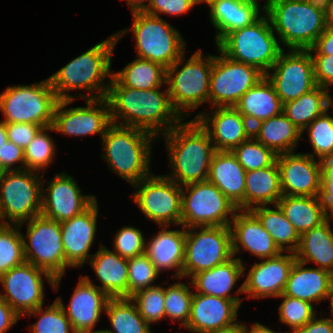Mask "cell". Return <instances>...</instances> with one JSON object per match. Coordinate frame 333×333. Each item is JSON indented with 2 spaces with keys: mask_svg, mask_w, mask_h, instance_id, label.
<instances>
[{
  "mask_svg": "<svg viewBox=\"0 0 333 333\" xmlns=\"http://www.w3.org/2000/svg\"><path fill=\"white\" fill-rule=\"evenodd\" d=\"M162 88L132 89L122 86L112 76L106 96L111 122L144 130L160 141V135H165L184 120L174 109L167 86Z\"/></svg>",
  "mask_w": 333,
  "mask_h": 333,
  "instance_id": "cell-1",
  "label": "cell"
},
{
  "mask_svg": "<svg viewBox=\"0 0 333 333\" xmlns=\"http://www.w3.org/2000/svg\"><path fill=\"white\" fill-rule=\"evenodd\" d=\"M117 43L114 33L50 75L48 79L57 99L106 98L113 72L112 55ZM70 90H85L88 93L71 94Z\"/></svg>",
  "mask_w": 333,
  "mask_h": 333,
  "instance_id": "cell-2",
  "label": "cell"
},
{
  "mask_svg": "<svg viewBox=\"0 0 333 333\" xmlns=\"http://www.w3.org/2000/svg\"><path fill=\"white\" fill-rule=\"evenodd\" d=\"M170 174H164L180 186L208 179L216 152L208 133L195 120L182 121L163 135Z\"/></svg>",
  "mask_w": 333,
  "mask_h": 333,
  "instance_id": "cell-3",
  "label": "cell"
},
{
  "mask_svg": "<svg viewBox=\"0 0 333 333\" xmlns=\"http://www.w3.org/2000/svg\"><path fill=\"white\" fill-rule=\"evenodd\" d=\"M102 159L130 185L149 177L152 144L158 139L141 129L111 124L101 138Z\"/></svg>",
  "mask_w": 333,
  "mask_h": 333,
  "instance_id": "cell-4",
  "label": "cell"
},
{
  "mask_svg": "<svg viewBox=\"0 0 333 333\" xmlns=\"http://www.w3.org/2000/svg\"><path fill=\"white\" fill-rule=\"evenodd\" d=\"M266 14L282 48L308 50L327 28L325 14L306 0L269 1Z\"/></svg>",
  "mask_w": 333,
  "mask_h": 333,
  "instance_id": "cell-5",
  "label": "cell"
},
{
  "mask_svg": "<svg viewBox=\"0 0 333 333\" xmlns=\"http://www.w3.org/2000/svg\"><path fill=\"white\" fill-rule=\"evenodd\" d=\"M212 64L213 54L205 56L200 48L188 60L184 53L166 69V85L171 103L183 119L191 116L192 110L209 103Z\"/></svg>",
  "mask_w": 333,
  "mask_h": 333,
  "instance_id": "cell-6",
  "label": "cell"
},
{
  "mask_svg": "<svg viewBox=\"0 0 333 333\" xmlns=\"http://www.w3.org/2000/svg\"><path fill=\"white\" fill-rule=\"evenodd\" d=\"M131 14L133 17L131 28L121 29L115 35L119 41L129 31L132 32L136 57L158 63L167 69L186 52L187 42L179 31L161 16L146 12Z\"/></svg>",
  "mask_w": 333,
  "mask_h": 333,
  "instance_id": "cell-7",
  "label": "cell"
},
{
  "mask_svg": "<svg viewBox=\"0 0 333 333\" xmlns=\"http://www.w3.org/2000/svg\"><path fill=\"white\" fill-rule=\"evenodd\" d=\"M266 13L255 22L229 32L216 46L230 59L252 65L264 75L284 50Z\"/></svg>",
  "mask_w": 333,
  "mask_h": 333,
  "instance_id": "cell-8",
  "label": "cell"
},
{
  "mask_svg": "<svg viewBox=\"0 0 333 333\" xmlns=\"http://www.w3.org/2000/svg\"><path fill=\"white\" fill-rule=\"evenodd\" d=\"M57 101L48 78L30 85L8 86L0 94L2 121L31 123L43 128L52 126Z\"/></svg>",
  "mask_w": 333,
  "mask_h": 333,
  "instance_id": "cell-9",
  "label": "cell"
},
{
  "mask_svg": "<svg viewBox=\"0 0 333 333\" xmlns=\"http://www.w3.org/2000/svg\"><path fill=\"white\" fill-rule=\"evenodd\" d=\"M25 224L26 236L22 233L25 261L49 272L55 278L53 290L56 292L66 273L60 222L40 214Z\"/></svg>",
  "mask_w": 333,
  "mask_h": 333,
  "instance_id": "cell-10",
  "label": "cell"
},
{
  "mask_svg": "<svg viewBox=\"0 0 333 333\" xmlns=\"http://www.w3.org/2000/svg\"><path fill=\"white\" fill-rule=\"evenodd\" d=\"M31 170L5 171L0 178V206L5 224L22 225L41 214L42 179Z\"/></svg>",
  "mask_w": 333,
  "mask_h": 333,
  "instance_id": "cell-11",
  "label": "cell"
},
{
  "mask_svg": "<svg viewBox=\"0 0 333 333\" xmlns=\"http://www.w3.org/2000/svg\"><path fill=\"white\" fill-rule=\"evenodd\" d=\"M181 206V225L185 228L230 226L238 211L235 204L208 180L182 186Z\"/></svg>",
  "mask_w": 333,
  "mask_h": 333,
  "instance_id": "cell-12",
  "label": "cell"
},
{
  "mask_svg": "<svg viewBox=\"0 0 333 333\" xmlns=\"http://www.w3.org/2000/svg\"><path fill=\"white\" fill-rule=\"evenodd\" d=\"M232 257L230 226L186 228L182 278H191L199 272L227 262Z\"/></svg>",
  "mask_w": 333,
  "mask_h": 333,
  "instance_id": "cell-13",
  "label": "cell"
},
{
  "mask_svg": "<svg viewBox=\"0 0 333 333\" xmlns=\"http://www.w3.org/2000/svg\"><path fill=\"white\" fill-rule=\"evenodd\" d=\"M132 187V201L147 219L158 226L181 225L182 186L165 175L152 173Z\"/></svg>",
  "mask_w": 333,
  "mask_h": 333,
  "instance_id": "cell-14",
  "label": "cell"
},
{
  "mask_svg": "<svg viewBox=\"0 0 333 333\" xmlns=\"http://www.w3.org/2000/svg\"><path fill=\"white\" fill-rule=\"evenodd\" d=\"M213 55L209 83V103L213 107L235 106L244 93L265 75L256 67L234 61L218 48Z\"/></svg>",
  "mask_w": 333,
  "mask_h": 333,
  "instance_id": "cell-15",
  "label": "cell"
},
{
  "mask_svg": "<svg viewBox=\"0 0 333 333\" xmlns=\"http://www.w3.org/2000/svg\"><path fill=\"white\" fill-rule=\"evenodd\" d=\"M44 280L53 288L55 278L49 272L25 261L0 276V297L23 317L44 306Z\"/></svg>",
  "mask_w": 333,
  "mask_h": 333,
  "instance_id": "cell-16",
  "label": "cell"
},
{
  "mask_svg": "<svg viewBox=\"0 0 333 333\" xmlns=\"http://www.w3.org/2000/svg\"><path fill=\"white\" fill-rule=\"evenodd\" d=\"M287 50L280 53L272 68L265 74L282 104L299 98L317 86L310 51Z\"/></svg>",
  "mask_w": 333,
  "mask_h": 333,
  "instance_id": "cell-17",
  "label": "cell"
},
{
  "mask_svg": "<svg viewBox=\"0 0 333 333\" xmlns=\"http://www.w3.org/2000/svg\"><path fill=\"white\" fill-rule=\"evenodd\" d=\"M85 107L66 108L75 100H58L54 108L52 127L54 132L66 136L84 137L105 134L112 124L109 103L106 98L86 99Z\"/></svg>",
  "mask_w": 333,
  "mask_h": 333,
  "instance_id": "cell-18",
  "label": "cell"
},
{
  "mask_svg": "<svg viewBox=\"0 0 333 333\" xmlns=\"http://www.w3.org/2000/svg\"><path fill=\"white\" fill-rule=\"evenodd\" d=\"M96 199V195L83 194L78 182L66 171L54 174L47 183L42 179L41 215L57 222L81 214Z\"/></svg>",
  "mask_w": 333,
  "mask_h": 333,
  "instance_id": "cell-19",
  "label": "cell"
},
{
  "mask_svg": "<svg viewBox=\"0 0 333 333\" xmlns=\"http://www.w3.org/2000/svg\"><path fill=\"white\" fill-rule=\"evenodd\" d=\"M193 119L208 133L216 151H232L252 136V127L234 106L213 107Z\"/></svg>",
  "mask_w": 333,
  "mask_h": 333,
  "instance_id": "cell-20",
  "label": "cell"
},
{
  "mask_svg": "<svg viewBox=\"0 0 333 333\" xmlns=\"http://www.w3.org/2000/svg\"><path fill=\"white\" fill-rule=\"evenodd\" d=\"M295 260V253L281 252L277 256L254 263L248 272H246L247 267L244 264L243 276L246 277L243 282V290L247 294L245 298L262 299L280 296Z\"/></svg>",
  "mask_w": 333,
  "mask_h": 333,
  "instance_id": "cell-21",
  "label": "cell"
},
{
  "mask_svg": "<svg viewBox=\"0 0 333 333\" xmlns=\"http://www.w3.org/2000/svg\"><path fill=\"white\" fill-rule=\"evenodd\" d=\"M283 195L316 196L321 186V163L307 153L277 155Z\"/></svg>",
  "mask_w": 333,
  "mask_h": 333,
  "instance_id": "cell-22",
  "label": "cell"
},
{
  "mask_svg": "<svg viewBox=\"0 0 333 333\" xmlns=\"http://www.w3.org/2000/svg\"><path fill=\"white\" fill-rule=\"evenodd\" d=\"M98 203L96 199L81 214L60 222L66 269L80 268L93 256L89 251L97 231Z\"/></svg>",
  "mask_w": 333,
  "mask_h": 333,
  "instance_id": "cell-23",
  "label": "cell"
},
{
  "mask_svg": "<svg viewBox=\"0 0 333 333\" xmlns=\"http://www.w3.org/2000/svg\"><path fill=\"white\" fill-rule=\"evenodd\" d=\"M110 297L99 289L90 277L81 275L71 295L70 302L65 306L61 297L56 300L71 322L74 332L95 329Z\"/></svg>",
  "mask_w": 333,
  "mask_h": 333,
  "instance_id": "cell-24",
  "label": "cell"
},
{
  "mask_svg": "<svg viewBox=\"0 0 333 333\" xmlns=\"http://www.w3.org/2000/svg\"><path fill=\"white\" fill-rule=\"evenodd\" d=\"M240 306L233 300L194 292L190 317L184 327L194 333H208L238 325Z\"/></svg>",
  "mask_w": 333,
  "mask_h": 333,
  "instance_id": "cell-25",
  "label": "cell"
},
{
  "mask_svg": "<svg viewBox=\"0 0 333 333\" xmlns=\"http://www.w3.org/2000/svg\"><path fill=\"white\" fill-rule=\"evenodd\" d=\"M230 229L233 256L246 251L258 259H268L282 252L250 210H238L230 223Z\"/></svg>",
  "mask_w": 333,
  "mask_h": 333,
  "instance_id": "cell-26",
  "label": "cell"
},
{
  "mask_svg": "<svg viewBox=\"0 0 333 333\" xmlns=\"http://www.w3.org/2000/svg\"><path fill=\"white\" fill-rule=\"evenodd\" d=\"M243 273L242 258L236 256L221 265L193 275L188 282L196 293L233 300L241 307L242 299L239 295L244 294L243 283L235 291V295L232 296L231 291L237 281L243 277Z\"/></svg>",
  "mask_w": 333,
  "mask_h": 333,
  "instance_id": "cell-27",
  "label": "cell"
},
{
  "mask_svg": "<svg viewBox=\"0 0 333 333\" xmlns=\"http://www.w3.org/2000/svg\"><path fill=\"white\" fill-rule=\"evenodd\" d=\"M306 264L295 260L283 295L307 301L314 306L333 296V274L321 268L305 267Z\"/></svg>",
  "mask_w": 333,
  "mask_h": 333,
  "instance_id": "cell-28",
  "label": "cell"
},
{
  "mask_svg": "<svg viewBox=\"0 0 333 333\" xmlns=\"http://www.w3.org/2000/svg\"><path fill=\"white\" fill-rule=\"evenodd\" d=\"M158 227L161 230L146 240L145 253L160 274L174 269L172 277L179 281L182 279L186 228L182 225L179 226L181 230L169 229V225Z\"/></svg>",
  "mask_w": 333,
  "mask_h": 333,
  "instance_id": "cell-29",
  "label": "cell"
},
{
  "mask_svg": "<svg viewBox=\"0 0 333 333\" xmlns=\"http://www.w3.org/2000/svg\"><path fill=\"white\" fill-rule=\"evenodd\" d=\"M101 285H96L110 298H128V259L111 251L101 241L96 253L87 262Z\"/></svg>",
  "mask_w": 333,
  "mask_h": 333,
  "instance_id": "cell-30",
  "label": "cell"
},
{
  "mask_svg": "<svg viewBox=\"0 0 333 333\" xmlns=\"http://www.w3.org/2000/svg\"><path fill=\"white\" fill-rule=\"evenodd\" d=\"M245 175L246 170L232 151H216L207 180L216 185L238 210H244Z\"/></svg>",
  "mask_w": 333,
  "mask_h": 333,
  "instance_id": "cell-31",
  "label": "cell"
},
{
  "mask_svg": "<svg viewBox=\"0 0 333 333\" xmlns=\"http://www.w3.org/2000/svg\"><path fill=\"white\" fill-rule=\"evenodd\" d=\"M234 107L253 127L260 121L280 114L283 104L272 83L264 76L244 93Z\"/></svg>",
  "mask_w": 333,
  "mask_h": 333,
  "instance_id": "cell-32",
  "label": "cell"
},
{
  "mask_svg": "<svg viewBox=\"0 0 333 333\" xmlns=\"http://www.w3.org/2000/svg\"><path fill=\"white\" fill-rule=\"evenodd\" d=\"M328 217L320 225L300 235L299 247L295 252L296 260L308 265L316 264L317 268L333 274V230Z\"/></svg>",
  "mask_w": 333,
  "mask_h": 333,
  "instance_id": "cell-33",
  "label": "cell"
},
{
  "mask_svg": "<svg viewBox=\"0 0 333 333\" xmlns=\"http://www.w3.org/2000/svg\"><path fill=\"white\" fill-rule=\"evenodd\" d=\"M252 136L275 154L294 152L302 140V131L283 113L258 122Z\"/></svg>",
  "mask_w": 333,
  "mask_h": 333,
  "instance_id": "cell-34",
  "label": "cell"
},
{
  "mask_svg": "<svg viewBox=\"0 0 333 333\" xmlns=\"http://www.w3.org/2000/svg\"><path fill=\"white\" fill-rule=\"evenodd\" d=\"M263 14L252 4L238 0H216L209 6L210 22L216 29V45L231 31L255 22Z\"/></svg>",
  "mask_w": 333,
  "mask_h": 333,
  "instance_id": "cell-35",
  "label": "cell"
},
{
  "mask_svg": "<svg viewBox=\"0 0 333 333\" xmlns=\"http://www.w3.org/2000/svg\"><path fill=\"white\" fill-rule=\"evenodd\" d=\"M282 195L276 162L272 166L246 172L244 210L260 205H275Z\"/></svg>",
  "mask_w": 333,
  "mask_h": 333,
  "instance_id": "cell-36",
  "label": "cell"
},
{
  "mask_svg": "<svg viewBox=\"0 0 333 333\" xmlns=\"http://www.w3.org/2000/svg\"><path fill=\"white\" fill-rule=\"evenodd\" d=\"M332 106L333 98L329 90L317 85L299 98L284 103L282 112L303 131Z\"/></svg>",
  "mask_w": 333,
  "mask_h": 333,
  "instance_id": "cell-37",
  "label": "cell"
},
{
  "mask_svg": "<svg viewBox=\"0 0 333 333\" xmlns=\"http://www.w3.org/2000/svg\"><path fill=\"white\" fill-rule=\"evenodd\" d=\"M250 211L258 218L282 252H296L300 243V234L277 204L256 206Z\"/></svg>",
  "mask_w": 333,
  "mask_h": 333,
  "instance_id": "cell-38",
  "label": "cell"
},
{
  "mask_svg": "<svg viewBox=\"0 0 333 333\" xmlns=\"http://www.w3.org/2000/svg\"><path fill=\"white\" fill-rule=\"evenodd\" d=\"M277 205L300 235L328 218L320 208L316 196L282 195Z\"/></svg>",
  "mask_w": 333,
  "mask_h": 333,
  "instance_id": "cell-39",
  "label": "cell"
},
{
  "mask_svg": "<svg viewBox=\"0 0 333 333\" xmlns=\"http://www.w3.org/2000/svg\"><path fill=\"white\" fill-rule=\"evenodd\" d=\"M112 76L125 87L151 90L166 85V68L147 59L136 57Z\"/></svg>",
  "mask_w": 333,
  "mask_h": 333,
  "instance_id": "cell-40",
  "label": "cell"
},
{
  "mask_svg": "<svg viewBox=\"0 0 333 333\" xmlns=\"http://www.w3.org/2000/svg\"><path fill=\"white\" fill-rule=\"evenodd\" d=\"M110 333H154L130 298H110L105 306Z\"/></svg>",
  "mask_w": 333,
  "mask_h": 333,
  "instance_id": "cell-41",
  "label": "cell"
},
{
  "mask_svg": "<svg viewBox=\"0 0 333 333\" xmlns=\"http://www.w3.org/2000/svg\"><path fill=\"white\" fill-rule=\"evenodd\" d=\"M48 131H54V128L52 126L42 128L23 149L25 170L44 173L54 162L57 148L54 138L47 133Z\"/></svg>",
  "mask_w": 333,
  "mask_h": 333,
  "instance_id": "cell-42",
  "label": "cell"
},
{
  "mask_svg": "<svg viewBox=\"0 0 333 333\" xmlns=\"http://www.w3.org/2000/svg\"><path fill=\"white\" fill-rule=\"evenodd\" d=\"M22 225L0 226V276L25 262Z\"/></svg>",
  "mask_w": 333,
  "mask_h": 333,
  "instance_id": "cell-43",
  "label": "cell"
},
{
  "mask_svg": "<svg viewBox=\"0 0 333 333\" xmlns=\"http://www.w3.org/2000/svg\"><path fill=\"white\" fill-rule=\"evenodd\" d=\"M49 307L39 308L25 314L29 317H37V322L29 325L28 330L31 333H75L70 320L65 315L59 302L55 299Z\"/></svg>",
  "mask_w": 333,
  "mask_h": 333,
  "instance_id": "cell-44",
  "label": "cell"
},
{
  "mask_svg": "<svg viewBox=\"0 0 333 333\" xmlns=\"http://www.w3.org/2000/svg\"><path fill=\"white\" fill-rule=\"evenodd\" d=\"M192 285L175 282L165 287V319L180 322L179 326L185 327L190 317L191 301L194 291Z\"/></svg>",
  "mask_w": 333,
  "mask_h": 333,
  "instance_id": "cell-45",
  "label": "cell"
},
{
  "mask_svg": "<svg viewBox=\"0 0 333 333\" xmlns=\"http://www.w3.org/2000/svg\"><path fill=\"white\" fill-rule=\"evenodd\" d=\"M305 131L313 148V151L307 154L318 160L333 155V116L329 114V109L310 123L302 131V135Z\"/></svg>",
  "mask_w": 333,
  "mask_h": 333,
  "instance_id": "cell-46",
  "label": "cell"
},
{
  "mask_svg": "<svg viewBox=\"0 0 333 333\" xmlns=\"http://www.w3.org/2000/svg\"><path fill=\"white\" fill-rule=\"evenodd\" d=\"M139 290L130 299L136 304L139 314L151 327V324L159 323L165 319V284Z\"/></svg>",
  "mask_w": 333,
  "mask_h": 333,
  "instance_id": "cell-47",
  "label": "cell"
},
{
  "mask_svg": "<svg viewBox=\"0 0 333 333\" xmlns=\"http://www.w3.org/2000/svg\"><path fill=\"white\" fill-rule=\"evenodd\" d=\"M232 153L246 172L272 166L277 158V154L253 136L235 147Z\"/></svg>",
  "mask_w": 333,
  "mask_h": 333,
  "instance_id": "cell-48",
  "label": "cell"
},
{
  "mask_svg": "<svg viewBox=\"0 0 333 333\" xmlns=\"http://www.w3.org/2000/svg\"><path fill=\"white\" fill-rule=\"evenodd\" d=\"M128 298L139 290L147 289L154 285L160 276L146 253L128 259Z\"/></svg>",
  "mask_w": 333,
  "mask_h": 333,
  "instance_id": "cell-49",
  "label": "cell"
},
{
  "mask_svg": "<svg viewBox=\"0 0 333 333\" xmlns=\"http://www.w3.org/2000/svg\"><path fill=\"white\" fill-rule=\"evenodd\" d=\"M277 298L283 300L278 307L280 323L289 326L291 331L305 326L314 316L318 315L315 312L314 304L307 301L283 294Z\"/></svg>",
  "mask_w": 333,
  "mask_h": 333,
  "instance_id": "cell-50",
  "label": "cell"
},
{
  "mask_svg": "<svg viewBox=\"0 0 333 333\" xmlns=\"http://www.w3.org/2000/svg\"><path fill=\"white\" fill-rule=\"evenodd\" d=\"M146 239L140 229L126 225L114 235L112 248L122 258L130 259L145 253Z\"/></svg>",
  "mask_w": 333,
  "mask_h": 333,
  "instance_id": "cell-51",
  "label": "cell"
},
{
  "mask_svg": "<svg viewBox=\"0 0 333 333\" xmlns=\"http://www.w3.org/2000/svg\"><path fill=\"white\" fill-rule=\"evenodd\" d=\"M321 163V186L316 198L322 211L333 217V155L323 157Z\"/></svg>",
  "mask_w": 333,
  "mask_h": 333,
  "instance_id": "cell-52",
  "label": "cell"
},
{
  "mask_svg": "<svg viewBox=\"0 0 333 333\" xmlns=\"http://www.w3.org/2000/svg\"><path fill=\"white\" fill-rule=\"evenodd\" d=\"M194 6L193 0H151L144 12L154 16H160L161 13L178 17L191 11Z\"/></svg>",
  "mask_w": 333,
  "mask_h": 333,
  "instance_id": "cell-53",
  "label": "cell"
},
{
  "mask_svg": "<svg viewBox=\"0 0 333 333\" xmlns=\"http://www.w3.org/2000/svg\"><path fill=\"white\" fill-rule=\"evenodd\" d=\"M15 164L19 165L15 166ZM0 169L3 172L24 170V150L7 140L0 148Z\"/></svg>",
  "mask_w": 333,
  "mask_h": 333,
  "instance_id": "cell-54",
  "label": "cell"
},
{
  "mask_svg": "<svg viewBox=\"0 0 333 333\" xmlns=\"http://www.w3.org/2000/svg\"><path fill=\"white\" fill-rule=\"evenodd\" d=\"M42 126L31 123H6L8 140L24 149L42 129Z\"/></svg>",
  "mask_w": 333,
  "mask_h": 333,
  "instance_id": "cell-55",
  "label": "cell"
},
{
  "mask_svg": "<svg viewBox=\"0 0 333 333\" xmlns=\"http://www.w3.org/2000/svg\"><path fill=\"white\" fill-rule=\"evenodd\" d=\"M316 85L330 90L333 86V55H311Z\"/></svg>",
  "mask_w": 333,
  "mask_h": 333,
  "instance_id": "cell-56",
  "label": "cell"
},
{
  "mask_svg": "<svg viewBox=\"0 0 333 333\" xmlns=\"http://www.w3.org/2000/svg\"><path fill=\"white\" fill-rule=\"evenodd\" d=\"M322 312L323 311L317 312L320 316H314L305 326L296 328L290 331V333H333L331 319L329 317H323Z\"/></svg>",
  "mask_w": 333,
  "mask_h": 333,
  "instance_id": "cell-57",
  "label": "cell"
},
{
  "mask_svg": "<svg viewBox=\"0 0 333 333\" xmlns=\"http://www.w3.org/2000/svg\"><path fill=\"white\" fill-rule=\"evenodd\" d=\"M311 55H333V29L326 28L308 49Z\"/></svg>",
  "mask_w": 333,
  "mask_h": 333,
  "instance_id": "cell-58",
  "label": "cell"
},
{
  "mask_svg": "<svg viewBox=\"0 0 333 333\" xmlns=\"http://www.w3.org/2000/svg\"><path fill=\"white\" fill-rule=\"evenodd\" d=\"M22 317L0 297V333H6Z\"/></svg>",
  "mask_w": 333,
  "mask_h": 333,
  "instance_id": "cell-59",
  "label": "cell"
},
{
  "mask_svg": "<svg viewBox=\"0 0 333 333\" xmlns=\"http://www.w3.org/2000/svg\"><path fill=\"white\" fill-rule=\"evenodd\" d=\"M251 327H248V325H245L242 322V333H288V332H281L280 330L274 331L268 326H265L259 322H254V324H251Z\"/></svg>",
  "mask_w": 333,
  "mask_h": 333,
  "instance_id": "cell-60",
  "label": "cell"
},
{
  "mask_svg": "<svg viewBox=\"0 0 333 333\" xmlns=\"http://www.w3.org/2000/svg\"><path fill=\"white\" fill-rule=\"evenodd\" d=\"M128 4L131 13L134 12H144L150 3L151 0H125ZM147 2V4L145 3Z\"/></svg>",
  "mask_w": 333,
  "mask_h": 333,
  "instance_id": "cell-61",
  "label": "cell"
},
{
  "mask_svg": "<svg viewBox=\"0 0 333 333\" xmlns=\"http://www.w3.org/2000/svg\"><path fill=\"white\" fill-rule=\"evenodd\" d=\"M311 6L323 14H327L332 0H306Z\"/></svg>",
  "mask_w": 333,
  "mask_h": 333,
  "instance_id": "cell-62",
  "label": "cell"
},
{
  "mask_svg": "<svg viewBox=\"0 0 333 333\" xmlns=\"http://www.w3.org/2000/svg\"><path fill=\"white\" fill-rule=\"evenodd\" d=\"M239 2L242 3H247V4H252L256 7H258L260 10H262L263 13H266L268 5H269V0L264 1V5H260L259 1L260 0H238Z\"/></svg>",
  "mask_w": 333,
  "mask_h": 333,
  "instance_id": "cell-63",
  "label": "cell"
},
{
  "mask_svg": "<svg viewBox=\"0 0 333 333\" xmlns=\"http://www.w3.org/2000/svg\"><path fill=\"white\" fill-rule=\"evenodd\" d=\"M208 333H242V322L240 321V323L238 325H235L233 327H229V328L217 330V331H212V332H208Z\"/></svg>",
  "mask_w": 333,
  "mask_h": 333,
  "instance_id": "cell-64",
  "label": "cell"
},
{
  "mask_svg": "<svg viewBox=\"0 0 333 333\" xmlns=\"http://www.w3.org/2000/svg\"><path fill=\"white\" fill-rule=\"evenodd\" d=\"M8 140L6 123L0 120V148L4 145V143Z\"/></svg>",
  "mask_w": 333,
  "mask_h": 333,
  "instance_id": "cell-65",
  "label": "cell"
},
{
  "mask_svg": "<svg viewBox=\"0 0 333 333\" xmlns=\"http://www.w3.org/2000/svg\"><path fill=\"white\" fill-rule=\"evenodd\" d=\"M325 16L327 28L333 29V0L331 1L328 13Z\"/></svg>",
  "mask_w": 333,
  "mask_h": 333,
  "instance_id": "cell-66",
  "label": "cell"
},
{
  "mask_svg": "<svg viewBox=\"0 0 333 333\" xmlns=\"http://www.w3.org/2000/svg\"><path fill=\"white\" fill-rule=\"evenodd\" d=\"M75 333H110L108 331V329H100V330H94V329H91V330H85V331H80V332H75Z\"/></svg>",
  "mask_w": 333,
  "mask_h": 333,
  "instance_id": "cell-67",
  "label": "cell"
},
{
  "mask_svg": "<svg viewBox=\"0 0 333 333\" xmlns=\"http://www.w3.org/2000/svg\"><path fill=\"white\" fill-rule=\"evenodd\" d=\"M215 1L216 0H193L195 6L198 5V4H203L204 3V4H207L208 7Z\"/></svg>",
  "mask_w": 333,
  "mask_h": 333,
  "instance_id": "cell-68",
  "label": "cell"
},
{
  "mask_svg": "<svg viewBox=\"0 0 333 333\" xmlns=\"http://www.w3.org/2000/svg\"><path fill=\"white\" fill-rule=\"evenodd\" d=\"M329 302H330V303H329V304H330V311H329V312H330L331 315H332V316L330 315L329 318L331 319L332 324H333V296L330 298Z\"/></svg>",
  "mask_w": 333,
  "mask_h": 333,
  "instance_id": "cell-69",
  "label": "cell"
},
{
  "mask_svg": "<svg viewBox=\"0 0 333 333\" xmlns=\"http://www.w3.org/2000/svg\"><path fill=\"white\" fill-rule=\"evenodd\" d=\"M5 225L3 216H2V210H1V206H0V226Z\"/></svg>",
  "mask_w": 333,
  "mask_h": 333,
  "instance_id": "cell-70",
  "label": "cell"
}]
</instances>
